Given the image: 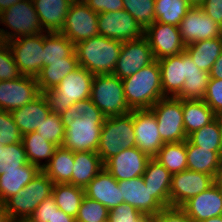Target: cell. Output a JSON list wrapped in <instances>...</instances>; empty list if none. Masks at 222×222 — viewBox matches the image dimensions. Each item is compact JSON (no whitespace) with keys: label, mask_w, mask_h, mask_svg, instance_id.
<instances>
[{"label":"cell","mask_w":222,"mask_h":222,"mask_svg":"<svg viewBox=\"0 0 222 222\" xmlns=\"http://www.w3.org/2000/svg\"><path fill=\"white\" fill-rule=\"evenodd\" d=\"M105 118L90 98L76 102L70 115L64 117L65 135L61 146L72 152H96Z\"/></svg>","instance_id":"1"},{"label":"cell","mask_w":222,"mask_h":222,"mask_svg":"<svg viewBox=\"0 0 222 222\" xmlns=\"http://www.w3.org/2000/svg\"><path fill=\"white\" fill-rule=\"evenodd\" d=\"M93 78V74L79 66L64 77L55 88L42 92L51 112L62 117L69 116L76 102L90 98Z\"/></svg>","instance_id":"2"},{"label":"cell","mask_w":222,"mask_h":222,"mask_svg":"<svg viewBox=\"0 0 222 222\" xmlns=\"http://www.w3.org/2000/svg\"><path fill=\"white\" fill-rule=\"evenodd\" d=\"M126 102L131 110L150 109L164 98L158 60L122 79Z\"/></svg>","instance_id":"3"},{"label":"cell","mask_w":222,"mask_h":222,"mask_svg":"<svg viewBox=\"0 0 222 222\" xmlns=\"http://www.w3.org/2000/svg\"><path fill=\"white\" fill-rule=\"evenodd\" d=\"M121 48V42L96 35L75 45V52L79 66L91 74H113Z\"/></svg>","instance_id":"4"},{"label":"cell","mask_w":222,"mask_h":222,"mask_svg":"<svg viewBox=\"0 0 222 222\" xmlns=\"http://www.w3.org/2000/svg\"><path fill=\"white\" fill-rule=\"evenodd\" d=\"M132 111L120 116L106 117L96 153L105 163L122 150L136 147Z\"/></svg>","instance_id":"5"},{"label":"cell","mask_w":222,"mask_h":222,"mask_svg":"<svg viewBox=\"0 0 222 222\" xmlns=\"http://www.w3.org/2000/svg\"><path fill=\"white\" fill-rule=\"evenodd\" d=\"M90 99L105 117L120 116L130 113L122 79L114 74L94 75Z\"/></svg>","instance_id":"6"},{"label":"cell","mask_w":222,"mask_h":222,"mask_svg":"<svg viewBox=\"0 0 222 222\" xmlns=\"http://www.w3.org/2000/svg\"><path fill=\"white\" fill-rule=\"evenodd\" d=\"M53 185L54 183L41 170L18 194L5 202L9 217L12 219L30 218L35 209L52 195Z\"/></svg>","instance_id":"7"},{"label":"cell","mask_w":222,"mask_h":222,"mask_svg":"<svg viewBox=\"0 0 222 222\" xmlns=\"http://www.w3.org/2000/svg\"><path fill=\"white\" fill-rule=\"evenodd\" d=\"M158 63L162 92L165 97H176L189 76L209 75L208 72L196 66L186 51L178 55L163 57L158 60Z\"/></svg>","instance_id":"8"},{"label":"cell","mask_w":222,"mask_h":222,"mask_svg":"<svg viewBox=\"0 0 222 222\" xmlns=\"http://www.w3.org/2000/svg\"><path fill=\"white\" fill-rule=\"evenodd\" d=\"M150 110L156 117L159 133L164 143H178L187 140L181 99L161 98Z\"/></svg>","instance_id":"9"},{"label":"cell","mask_w":222,"mask_h":222,"mask_svg":"<svg viewBox=\"0 0 222 222\" xmlns=\"http://www.w3.org/2000/svg\"><path fill=\"white\" fill-rule=\"evenodd\" d=\"M7 39L14 40L19 37L36 35L42 33V27L38 19L32 0H22L10 6L7 10L0 13V25Z\"/></svg>","instance_id":"10"},{"label":"cell","mask_w":222,"mask_h":222,"mask_svg":"<svg viewBox=\"0 0 222 222\" xmlns=\"http://www.w3.org/2000/svg\"><path fill=\"white\" fill-rule=\"evenodd\" d=\"M9 48L21 75L36 77L44 67L43 32L9 41Z\"/></svg>","instance_id":"11"},{"label":"cell","mask_w":222,"mask_h":222,"mask_svg":"<svg viewBox=\"0 0 222 222\" xmlns=\"http://www.w3.org/2000/svg\"><path fill=\"white\" fill-rule=\"evenodd\" d=\"M98 13L92 11L82 0H74L65 17L59 33L65 35L74 45L99 35Z\"/></svg>","instance_id":"12"},{"label":"cell","mask_w":222,"mask_h":222,"mask_svg":"<svg viewBox=\"0 0 222 222\" xmlns=\"http://www.w3.org/2000/svg\"><path fill=\"white\" fill-rule=\"evenodd\" d=\"M99 35L121 43L145 36V30L126 10L98 13Z\"/></svg>","instance_id":"13"},{"label":"cell","mask_w":222,"mask_h":222,"mask_svg":"<svg viewBox=\"0 0 222 222\" xmlns=\"http://www.w3.org/2000/svg\"><path fill=\"white\" fill-rule=\"evenodd\" d=\"M155 61L149 41L145 36L122 43L119 59L113 74L124 79Z\"/></svg>","instance_id":"14"},{"label":"cell","mask_w":222,"mask_h":222,"mask_svg":"<svg viewBox=\"0 0 222 222\" xmlns=\"http://www.w3.org/2000/svg\"><path fill=\"white\" fill-rule=\"evenodd\" d=\"M178 28L185 45L202 40L222 38V26L200 7H191L179 23Z\"/></svg>","instance_id":"15"},{"label":"cell","mask_w":222,"mask_h":222,"mask_svg":"<svg viewBox=\"0 0 222 222\" xmlns=\"http://www.w3.org/2000/svg\"><path fill=\"white\" fill-rule=\"evenodd\" d=\"M41 94L36 77L21 75L14 80L0 81V109H19Z\"/></svg>","instance_id":"16"},{"label":"cell","mask_w":222,"mask_h":222,"mask_svg":"<svg viewBox=\"0 0 222 222\" xmlns=\"http://www.w3.org/2000/svg\"><path fill=\"white\" fill-rule=\"evenodd\" d=\"M215 182L216 179L213 176L188 169L172 174L170 206L181 207L186 201L208 189Z\"/></svg>","instance_id":"17"},{"label":"cell","mask_w":222,"mask_h":222,"mask_svg":"<svg viewBox=\"0 0 222 222\" xmlns=\"http://www.w3.org/2000/svg\"><path fill=\"white\" fill-rule=\"evenodd\" d=\"M145 37L149 41L155 60L181 54L186 48L179 28L175 25L155 21L145 30Z\"/></svg>","instance_id":"18"},{"label":"cell","mask_w":222,"mask_h":222,"mask_svg":"<svg viewBox=\"0 0 222 222\" xmlns=\"http://www.w3.org/2000/svg\"><path fill=\"white\" fill-rule=\"evenodd\" d=\"M136 147L154 158L164 145L156 117L150 109L132 110Z\"/></svg>","instance_id":"19"},{"label":"cell","mask_w":222,"mask_h":222,"mask_svg":"<svg viewBox=\"0 0 222 222\" xmlns=\"http://www.w3.org/2000/svg\"><path fill=\"white\" fill-rule=\"evenodd\" d=\"M151 158L137 147L122 150L104 163L107 170L117 181L130 180L144 174Z\"/></svg>","instance_id":"20"},{"label":"cell","mask_w":222,"mask_h":222,"mask_svg":"<svg viewBox=\"0 0 222 222\" xmlns=\"http://www.w3.org/2000/svg\"><path fill=\"white\" fill-rule=\"evenodd\" d=\"M181 208L194 221L222 216V191L215 182L208 189L186 201Z\"/></svg>","instance_id":"21"},{"label":"cell","mask_w":222,"mask_h":222,"mask_svg":"<svg viewBox=\"0 0 222 222\" xmlns=\"http://www.w3.org/2000/svg\"><path fill=\"white\" fill-rule=\"evenodd\" d=\"M118 185L124 203L132 205L143 214L157 215L164 208L152 197V192L148 185H145L142 176L130 180H119Z\"/></svg>","instance_id":"22"},{"label":"cell","mask_w":222,"mask_h":222,"mask_svg":"<svg viewBox=\"0 0 222 222\" xmlns=\"http://www.w3.org/2000/svg\"><path fill=\"white\" fill-rule=\"evenodd\" d=\"M85 196L100 202L108 210L124 203L118 181L105 169L84 188Z\"/></svg>","instance_id":"23"},{"label":"cell","mask_w":222,"mask_h":222,"mask_svg":"<svg viewBox=\"0 0 222 222\" xmlns=\"http://www.w3.org/2000/svg\"><path fill=\"white\" fill-rule=\"evenodd\" d=\"M51 112L45 96L41 93L32 102L13 110L12 116L22 136L36 131Z\"/></svg>","instance_id":"24"},{"label":"cell","mask_w":222,"mask_h":222,"mask_svg":"<svg viewBox=\"0 0 222 222\" xmlns=\"http://www.w3.org/2000/svg\"><path fill=\"white\" fill-rule=\"evenodd\" d=\"M74 0H32L43 32H60Z\"/></svg>","instance_id":"25"},{"label":"cell","mask_w":222,"mask_h":222,"mask_svg":"<svg viewBox=\"0 0 222 222\" xmlns=\"http://www.w3.org/2000/svg\"><path fill=\"white\" fill-rule=\"evenodd\" d=\"M145 185L152 192L154 197L163 207L170 206V187L172 174L158 161L151 158L142 175Z\"/></svg>","instance_id":"26"},{"label":"cell","mask_w":222,"mask_h":222,"mask_svg":"<svg viewBox=\"0 0 222 222\" xmlns=\"http://www.w3.org/2000/svg\"><path fill=\"white\" fill-rule=\"evenodd\" d=\"M186 154L188 170L205 173L217 179L221 170L222 151L200 148L186 140Z\"/></svg>","instance_id":"27"},{"label":"cell","mask_w":222,"mask_h":222,"mask_svg":"<svg viewBox=\"0 0 222 222\" xmlns=\"http://www.w3.org/2000/svg\"><path fill=\"white\" fill-rule=\"evenodd\" d=\"M104 169V163L96 152H74L72 185L85 188Z\"/></svg>","instance_id":"28"},{"label":"cell","mask_w":222,"mask_h":222,"mask_svg":"<svg viewBox=\"0 0 222 222\" xmlns=\"http://www.w3.org/2000/svg\"><path fill=\"white\" fill-rule=\"evenodd\" d=\"M41 171V169L27 163L20 167V170L6 171L0 175V200L6 202L10 197L28 185Z\"/></svg>","instance_id":"29"},{"label":"cell","mask_w":222,"mask_h":222,"mask_svg":"<svg viewBox=\"0 0 222 222\" xmlns=\"http://www.w3.org/2000/svg\"><path fill=\"white\" fill-rule=\"evenodd\" d=\"M79 67L76 52L74 51L65 61L51 62L45 65L36 76L40 92L55 88L64 77Z\"/></svg>","instance_id":"30"},{"label":"cell","mask_w":222,"mask_h":222,"mask_svg":"<svg viewBox=\"0 0 222 222\" xmlns=\"http://www.w3.org/2000/svg\"><path fill=\"white\" fill-rule=\"evenodd\" d=\"M74 152L58 146L49 163L42 169L54 184H72Z\"/></svg>","instance_id":"31"},{"label":"cell","mask_w":222,"mask_h":222,"mask_svg":"<svg viewBox=\"0 0 222 222\" xmlns=\"http://www.w3.org/2000/svg\"><path fill=\"white\" fill-rule=\"evenodd\" d=\"M182 111L187 136L201 129L217 117L203 100H182Z\"/></svg>","instance_id":"32"},{"label":"cell","mask_w":222,"mask_h":222,"mask_svg":"<svg viewBox=\"0 0 222 222\" xmlns=\"http://www.w3.org/2000/svg\"><path fill=\"white\" fill-rule=\"evenodd\" d=\"M185 51L196 66L210 72L213 64L222 53V38L202 40L186 45Z\"/></svg>","instance_id":"33"},{"label":"cell","mask_w":222,"mask_h":222,"mask_svg":"<svg viewBox=\"0 0 222 222\" xmlns=\"http://www.w3.org/2000/svg\"><path fill=\"white\" fill-rule=\"evenodd\" d=\"M22 143L28 162L38 166L41 170L49 163L57 148L55 144L46 141L36 131L22 136Z\"/></svg>","instance_id":"34"},{"label":"cell","mask_w":222,"mask_h":222,"mask_svg":"<svg viewBox=\"0 0 222 222\" xmlns=\"http://www.w3.org/2000/svg\"><path fill=\"white\" fill-rule=\"evenodd\" d=\"M44 66L65 61L75 51V45L59 32H43Z\"/></svg>","instance_id":"35"},{"label":"cell","mask_w":222,"mask_h":222,"mask_svg":"<svg viewBox=\"0 0 222 222\" xmlns=\"http://www.w3.org/2000/svg\"><path fill=\"white\" fill-rule=\"evenodd\" d=\"M52 196L56 205L64 213L76 218L81 202L85 196L84 188L69 183L54 184Z\"/></svg>","instance_id":"36"},{"label":"cell","mask_w":222,"mask_h":222,"mask_svg":"<svg viewBox=\"0 0 222 222\" xmlns=\"http://www.w3.org/2000/svg\"><path fill=\"white\" fill-rule=\"evenodd\" d=\"M154 159L171 174L187 170L186 141L164 143Z\"/></svg>","instance_id":"37"},{"label":"cell","mask_w":222,"mask_h":222,"mask_svg":"<svg viewBox=\"0 0 222 222\" xmlns=\"http://www.w3.org/2000/svg\"><path fill=\"white\" fill-rule=\"evenodd\" d=\"M190 8L187 0H155V21L179 26Z\"/></svg>","instance_id":"38"},{"label":"cell","mask_w":222,"mask_h":222,"mask_svg":"<svg viewBox=\"0 0 222 222\" xmlns=\"http://www.w3.org/2000/svg\"><path fill=\"white\" fill-rule=\"evenodd\" d=\"M187 140L200 148L209 149L210 151H222V131L218 117L188 135Z\"/></svg>","instance_id":"39"},{"label":"cell","mask_w":222,"mask_h":222,"mask_svg":"<svg viewBox=\"0 0 222 222\" xmlns=\"http://www.w3.org/2000/svg\"><path fill=\"white\" fill-rule=\"evenodd\" d=\"M29 163L22 142L10 145L0 143V175L6 171L20 170V167Z\"/></svg>","instance_id":"40"},{"label":"cell","mask_w":222,"mask_h":222,"mask_svg":"<svg viewBox=\"0 0 222 222\" xmlns=\"http://www.w3.org/2000/svg\"><path fill=\"white\" fill-rule=\"evenodd\" d=\"M123 6L144 30L155 22V0H123Z\"/></svg>","instance_id":"41"},{"label":"cell","mask_w":222,"mask_h":222,"mask_svg":"<svg viewBox=\"0 0 222 222\" xmlns=\"http://www.w3.org/2000/svg\"><path fill=\"white\" fill-rule=\"evenodd\" d=\"M36 132L46 141L55 144L57 147L61 146L65 135L64 117L50 112Z\"/></svg>","instance_id":"42"},{"label":"cell","mask_w":222,"mask_h":222,"mask_svg":"<svg viewBox=\"0 0 222 222\" xmlns=\"http://www.w3.org/2000/svg\"><path fill=\"white\" fill-rule=\"evenodd\" d=\"M109 210L100 202L84 196L76 222H104L108 220Z\"/></svg>","instance_id":"43"},{"label":"cell","mask_w":222,"mask_h":222,"mask_svg":"<svg viewBox=\"0 0 222 222\" xmlns=\"http://www.w3.org/2000/svg\"><path fill=\"white\" fill-rule=\"evenodd\" d=\"M209 79L210 75L189 76L176 98L181 100H203Z\"/></svg>","instance_id":"44"},{"label":"cell","mask_w":222,"mask_h":222,"mask_svg":"<svg viewBox=\"0 0 222 222\" xmlns=\"http://www.w3.org/2000/svg\"><path fill=\"white\" fill-rule=\"evenodd\" d=\"M22 142V134L11 112L0 109V143L4 146Z\"/></svg>","instance_id":"45"},{"label":"cell","mask_w":222,"mask_h":222,"mask_svg":"<svg viewBox=\"0 0 222 222\" xmlns=\"http://www.w3.org/2000/svg\"><path fill=\"white\" fill-rule=\"evenodd\" d=\"M203 101L216 115L222 114V80L210 78Z\"/></svg>","instance_id":"46"},{"label":"cell","mask_w":222,"mask_h":222,"mask_svg":"<svg viewBox=\"0 0 222 222\" xmlns=\"http://www.w3.org/2000/svg\"><path fill=\"white\" fill-rule=\"evenodd\" d=\"M20 76L21 74L8 45L0 50V81L14 80Z\"/></svg>","instance_id":"47"},{"label":"cell","mask_w":222,"mask_h":222,"mask_svg":"<svg viewBox=\"0 0 222 222\" xmlns=\"http://www.w3.org/2000/svg\"><path fill=\"white\" fill-rule=\"evenodd\" d=\"M143 215L142 212L128 203H121L109 210V222H136Z\"/></svg>","instance_id":"48"},{"label":"cell","mask_w":222,"mask_h":222,"mask_svg":"<svg viewBox=\"0 0 222 222\" xmlns=\"http://www.w3.org/2000/svg\"><path fill=\"white\" fill-rule=\"evenodd\" d=\"M158 222H194L181 207H164L157 215Z\"/></svg>","instance_id":"49"},{"label":"cell","mask_w":222,"mask_h":222,"mask_svg":"<svg viewBox=\"0 0 222 222\" xmlns=\"http://www.w3.org/2000/svg\"><path fill=\"white\" fill-rule=\"evenodd\" d=\"M53 208H58V206L56 205L55 198L51 195L35 209L30 219L33 222H51Z\"/></svg>","instance_id":"50"},{"label":"cell","mask_w":222,"mask_h":222,"mask_svg":"<svg viewBox=\"0 0 222 222\" xmlns=\"http://www.w3.org/2000/svg\"><path fill=\"white\" fill-rule=\"evenodd\" d=\"M96 13L116 12L123 10V0H82Z\"/></svg>","instance_id":"51"},{"label":"cell","mask_w":222,"mask_h":222,"mask_svg":"<svg viewBox=\"0 0 222 222\" xmlns=\"http://www.w3.org/2000/svg\"><path fill=\"white\" fill-rule=\"evenodd\" d=\"M200 8L222 26V0H205Z\"/></svg>","instance_id":"52"},{"label":"cell","mask_w":222,"mask_h":222,"mask_svg":"<svg viewBox=\"0 0 222 222\" xmlns=\"http://www.w3.org/2000/svg\"><path fill=\"white\" fill-rule=\"evenodd\" d=\"M51 222H76V219L59 208H53V216Z\"/></svg>","instance_id":"53"},{"label":"cell","mask_w":222,"mask_h":222,"mask_svg":"<svg viewBox=\"0 0 222 222\" xmlns=\"http://www.w3.org/2000/svg\"><path fill=\"white\" fill-rule=\"evenodd\" d=\"M210 78L221 79L222 80V53L217 58L215 63L213 64L210 72Z\"/></svg>","instance_id":"54"},{"label":"cell","mask_w":222,"mask_h":222,"mask_svg":"<svg viewBox=\"0 0 222 222\" xmlns=\"http://www.w3.org/2000/svg\"><path fill=\"white\" fill-rule=\"evenodd\" d=\"M11 217H9L8 212L6 210L5 202L0 200V222H10Z\"/></svg>","instance_id":"55"},{"label":"cell","mask_w":222,"mask_h":222,"mask_svg":"<svg viewBox=\"0 0 222 222\" xmlns=\"http://www.w3.org/2000/svg\"><path fill=\"white\" fill-rule=\"evenodd\" d=\"M22 0H0V13Z\"/></svg>","instance_id":"56"},{"label":"cell","mask_w":222,"mask_h":222,"mask_svg":"<svg viewBox=\"0 0 222 222\" xmlns=\"http://www.w3.org/2000/svg\"><path fill=\"white\" fill-rule=\"evenodd\" d=\"M156 215L153 214H143L136 222H156Z\"/></svg>","instance_id":"57"},{"label":"cell","mask_w":222,"mask_h":222,"mask_svg":"<svg viewBox=\"0 0 222 222\" xmlns=\"http://www.w3.org/2000/svg\"><path fill=\"white\" fill-rule=\"evenodd\" d=\"M191 7H200L205 0H187Z\"/></svg>","instance_id":"58"},{"label":"cell","mask_w":222,"mask_h":222,"mask_svg":"<svg viewBox=\"0 0 222 222\" xmlns=\"http://www.w3.org/2000/svg\"><path fill=\"white\" fill-rule=\"evenodd\" d=\"M201 222H222V216H215L213 218H208L207 220Z\"/></svg>","instance_id":"59"},{"label":"cell","mask_w":222,"mask_h":222,"mask_svg":"<svg viewBox=\"0 0 222 222\" xmlns=\"http://www.w3.org/2000/svg\"><path fill=\"white\" fill-rule=\"evenodd\" d=\"M10 222H33L30 218L27 219H11Z\"/></svg>","instance_id":"60"},{"label":"cell","mask_w":222,"mask_h":222,"mask_svg":"<svg viewBox=\"0 0 222 222\" xmlns=\"http://www.w3.org/2000/svg\"><path fill=\"white\" fill-rule=\"evenodd\" d=\"M217 184L219 185L221 191H222V179H216Z\"/></svg>","instance_id":"61"},{"label":"cell","mask_w":222,"mask_h":222,"mask_svg":"<svg viewBox=\"0 0 222 222\" xmlns=\"http://www.w3.org/2000/svg\"><path fill=\"white\" fill-rule=\"evenodd\" d=\"M218 120L220 121L221 131H222V114L217 115Z\"/></svg>","instance_id":"62"},{"label":"cell","mask_w":222,"mask_h":222,"mask_svg":"<svg viewBox=\"0 0 222 222\" xmlns=\"http://www.w3.org/2000/svg\"><path fill=\"white\" fill-rule=\"evenodd\" d=\"M217 179H222V164H221L220 174H219V176L217 177Z\"/></svg>","instance_id":"63"}]
</instances>
